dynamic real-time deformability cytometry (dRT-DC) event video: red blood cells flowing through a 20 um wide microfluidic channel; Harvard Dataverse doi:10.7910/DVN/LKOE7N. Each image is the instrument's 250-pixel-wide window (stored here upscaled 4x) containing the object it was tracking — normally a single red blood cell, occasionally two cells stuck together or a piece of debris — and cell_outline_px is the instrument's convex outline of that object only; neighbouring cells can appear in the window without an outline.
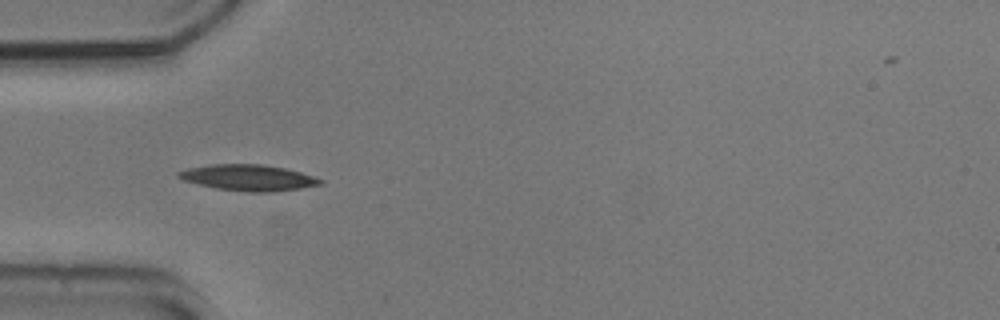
{"species": "common noctule bat (a hibernating species)", "species_latin": "Nyctalus noctula", "temperature_condition": "cold", "stored_images_in_passage": 15, "camera_frame_rate_fps": 3000, "um_per_image_px": 0.085, "animal": {"sex": "male", "body_mass_g": 20.5, "forearm_length_mm": 52.5}, "frame": {"image": 1, "passage_image": 5, "time_ms": 1.333, "image_size_px": [1000, 320], "cell_outline_px": [[324, 184], [300, 188], [272, 192], [248, 192], [216, 188], [184, 180], [176, 176], [176, 172], [188, 168], [212, 164], [264, 164], [284, 168], [300, 172], [324, 180]], "centroid_in_image_um": [21.12, 15.1], "position_along_channel_um": 63.9, "area_um2": 21.44}}